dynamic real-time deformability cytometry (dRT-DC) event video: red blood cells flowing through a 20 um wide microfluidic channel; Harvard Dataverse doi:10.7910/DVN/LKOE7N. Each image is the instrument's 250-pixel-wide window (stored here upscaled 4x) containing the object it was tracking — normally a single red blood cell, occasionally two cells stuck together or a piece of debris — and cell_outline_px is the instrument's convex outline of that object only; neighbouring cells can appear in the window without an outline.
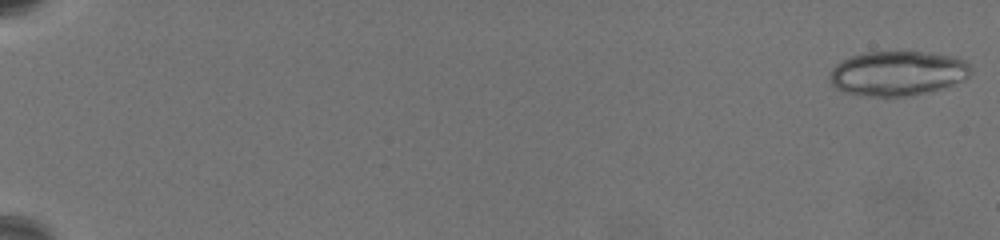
{"species": "common noctule bat (a hibernating species)", "species_latin": "Nyctalus noctula", "temperature_condition": "warm", "stored_images_in_passage": 29, "camera_frame_rate_fps": 3000, "um_per_image_px": 0.085, "animal": {"sex": "female", "body_mass_g": 19.5, "forearm_length_mm": 54.1}, "frame": {"image": 1, "passage_image": 1, "time_ms": 0.0, "image_size_px": [1000, 240], "cell_outline_px": [[972, 72], [964, 80], [940, 88], [912, 96], [868, 96], [844, 92], [836, 88], [828, 80], [828, 76], [832, 68], [836, 64], [852, 56], [864, 52], [920, 52], [952, 56], [964, 60], [972, 68]], "centroid_in_image_um": [76.27, 6.23], "position_along_channel_um": 8.7, "area_um2": 36.59}}